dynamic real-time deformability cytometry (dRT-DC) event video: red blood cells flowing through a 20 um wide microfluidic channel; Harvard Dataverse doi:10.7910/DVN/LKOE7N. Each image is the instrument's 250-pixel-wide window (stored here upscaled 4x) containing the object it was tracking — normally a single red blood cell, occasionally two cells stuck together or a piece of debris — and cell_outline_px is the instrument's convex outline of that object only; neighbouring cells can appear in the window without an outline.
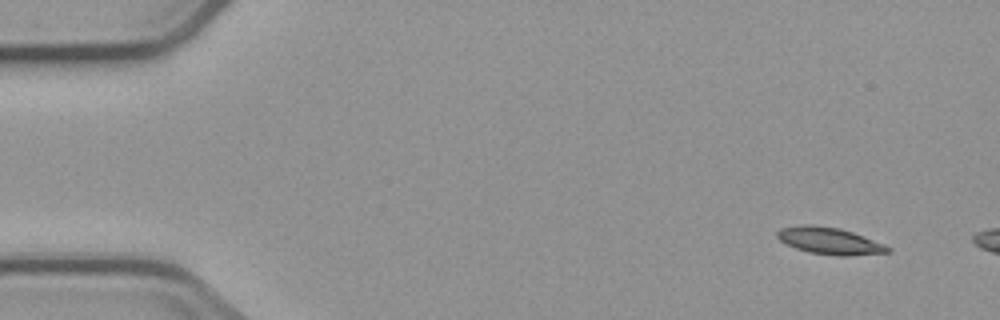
{"species": "common noctule bat (a hibernating species)", "species_latin": "Nyctalus noctula", "temperature_condition": "cold", "stored_images_in_passage": 3, "camera_frame_rate_fps": 3000, "um_per_image_px": 0.085, "animal": {"sex": "male", "body_mass_g": 23.1, "forearm_length_mm": 52.7}, "frame": {"image": 1, "passage_image": 1, "time_ms": 0.0, "image_size_px": [1000, 320], "cell_outline_px": [[892, 252], [844, 256], [840, 256], [808, 252], [796, 248], [780, 240], [776, 236], [776, 232], [780, 228], [804, 224], [840, 228], [852, 232], [884, 244], [892, 248]], "centroid_in_image_um": [70.52, 20.47], "position_along_channel_um": 14.5, "area_um2": 17.17}}